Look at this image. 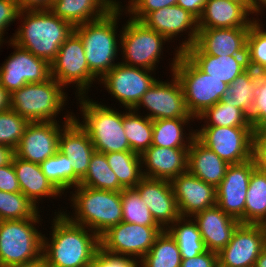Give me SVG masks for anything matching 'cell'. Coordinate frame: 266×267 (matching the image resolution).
<instances>
[{"instance_id": "6da1fadb", "label": "cell", "mask_w": 266, "mask_h": 267, "mask_svg": "<svg viewBox=\"0 0 266 267\" xmlns=\"http://www.w3.org/2000/svg\"><path fill=\"white\" fill-rule=\"evenodd\" d=\"M54 213L50 241L43 234L42 257L47 267H88L100 248V237L71 222L61 210Z\"/></svg>"}, {"instance_id": "7a4b0ae2", "label": "cell", "mask_w": 266, "mask_h": 267, "mask_svg": "<svg viewBox=\"0 0 266 267\" xmlns=\"http://www.w3.org/2000/svg\"><path fill=\"white\" fill-rule=\"evenodd\" d=\"M20 19L23 23L10 40L49 64L55 60L60 46L74 31L69 22L57 17L49 9L20 11Z\"/></svg>"}, {"instance_id": "3957f363", "label": "cell", "mask_w": 266, "mask_h": 267, "mask_svg": "<svg viewBox=\"0 0 266 267\" xmlns=\"http://www.w3.org/2000/svg\"><path fill=\"white\" fill-rule=\"evenodd\" d=\"M121 7L116 5L102 18L74 27V32L82 40L89 70L97 80L117 64L114 63L120 46L117 37L121 35H117V25L124 12Z\"/></svg>"}, {"instance_id": "277c9868", "label": "cell", "mask_w": 266, "mask_h": 267, "mask_svg": "<svg viewBox=\"0 0 266 267\" xmlns=\"http://www.w3.org/2000/svg\"><path fill=\"white\" fill-rule=\"evenodd\" d=\"M74 188L70 206L73 207L75 215L61 212L71 222L87 227L99 237L110 227L122 222L121 192L80 185Z\"/></svg>"}, {"instance_id": "5b68a950", "label": "cell", "mask_w": 266, "mask_h": 267, "mask_svg": "<svg viewBox=\"0 0 266 267\" xmlns=\"http://www.w3.org/2000/svg\"><path fill=\"white\" fill-rule=\"evenodd\" d=\"M78 97L83 121L80 122L75 115L74 119L89 134L95 151L103 154L131 151L123 127V113L86 95Z\"/></svg>"}, {"instance_id": "8992f818", "label": "cell", "mask_w": 266, "mask_h": 267, "mask_svg": "<svg viewBox=\"0 0 266 267\" xmlns=\"http://www.w3.org/2000/svg\"><path fill=\"white\" fill-rule=\"evenodd\" d=\"M175 51L170 69L182 86L188 113L196 119L221 100L228 84L205 74L183 52Z\"/></svg>"}, {"instance_id": "52a82bcc", "label": "cell", "mask_w": 266, "mask_h": 267, "mask_svg": "<svg viewBox=\"0 0 266 267\" xmlns=\"http://www.w3.org/2000/svg\"><path fill=\"white\" fill-rule=\"evenodd\" d=\"M33 218L0 221V267L28 264L42 258L43 234ZM37 223V224H36Z\"/></svg>"}, {"instance_id": "ba28073f", "label": "cell", "mask_w": 266, "mask_h": 267, "mask_svg": "<svg viewBox=\"0 0 266 267\" xmlns=\"http://www.w3.org/2000/svg\"><path fill=\"white\" fill-rule=\"evenodd\" d=\"M63 88L52 76L44 82L27 83L10 94V109L28 122L57 121L68 96Z\"/></svg>"}, {"instance_id": "9c48e42d", "label": "cell", "mask_w": 266, "mask_h": 267, "mask_svg": "<svg viewBox=\"0 0 266 267\" xmlns=\"http://www.w3.org/2000/svg\"><path fill=\"white\" fill-rule=\"evenodd\" d=\"M120 30L121 63L155 71L161 59L163 45L168 39L149 29L141 21L129 18ZM123 50V51H122Z\"/></svg>"}, {"instance_id": "30bf717a", "label": "cell", "mask_w": 266, "mask_h": 267, "mask_svg": "<svg viewBox=\"0 0 266 267\" xmlns=\"http://www.w3.org/2000/svg\"><path fill=\"white\" fill-rule=\"evenodd\" d=\"M50 66L51 76L64 89L69 84H76L75 97L87 95L91 84L97 80L89 70L82 40L74 31L60 46Z\"/></svg>"}, {"instance_id": "8fae6325", "label": "cell", "mask_w": 266, "mask_h": 267, "mask_svg": "<svg viewBox=\"0 0 266 267\" xmlns=\"http://www.w3.org/2000/svg\"><path fill=\"white\" fill-rule=\"evenodd\" d=\"M202 127L196 129L195 137L229 165L253 158L252 127Z\"/></svg>"}, {"instance_id": "7c38bea8", "label": "cell", "mask_w": 266, "mask_h": 267, "mask_svg": "<svg viewBox=\"0 0 266 267\" xmlns=\"http://www.w3.org/2000/svg\"><path fill=\"white\" fill-rule=\"evenodd\" d=\"M162 230L160 226H144L122 221L100 236V248L111 254L133 256L141 260Z\"/></svg>"}, {"instance_id": "4fadbf2b", "label": "cell", "mask_w": 266, "mask_h": 267, "mask_svg": "<svg viewBox=\"0 0 266 267\" xmlns=\"http://www.w3.org/2000/svg\"><path fill=\"white\" fill-rule=\"evenodd\" d=\"M72 114L65 115L62 125L59 124V120L29 122L14 150L15 156L36 164H41L47 158L54 156L59 149L61 131L74 119Z\"/></svg>"}, {"instance_id": "5bb4252c", "label": "cell", "mask_w": 266, "mask_h": 267, "mask_svg": "<svg viewBox=\"0 0 266 267\" xmlns=\"http://www.w3.org/2000/svg\"><path fill=\"white\" fill-rule=\"evenodd\" d=\"M117 63L99 82L125 109H133L157 79L153 70Z\"/></svg>"}, {"instance_id": "9a60e30c", "label": "cell", "mask_w": 266, "mask_h": 267, "mask_svg": "<svg viewBox=\"0 0 266 267\" xmlns=\"http://www.w3.org/2000/svg\"><path fill=\"white\" fill-rule=\"evenodd\" d=\"M8 43L15 51L0 66V84L10 94L27 83H40L51 77V66L46 60L34 56L10 39Z\"/></svg>"}, {"instance_id": "2e32d148", "label": "cell", "mask_w": 266, "mask_h": 267, "mask_svg": "<svg viewBox=\"0 0 266 267\" xmlns=\"http://www.w3.org/2000/svg\"><path fill=\"white\" fill-rule=\"evenodd\" d=\"M141 106L149 111L145 116L151 120L194 118L187 111L182 86L173 72L170 82L156 80L133 110L139 111Z\"/></svg>"}, {"instance_id": "e0dca14e", "label": "cell", "mask_w": 266, "mask_h": 267, "mask_svg": "<svg viewBox=\"0 0 266 267\" xmlns=\"http://www.w3.org/2000/svg\"><path fill=\"white\" fill-rule=\"evenodd\" d=\"M257 167L254 158L231 164L216 187V205L226 214L245 224V202L252 171Z\"/></svg>"}, {"instance_id": "ac0fdd59", "label": "cell", "mask_w": 266, "mask_h": 267, "mask_svg": "<svg viewBox=\"0 0 266 267\" xmlns=\"http://www.w3.org/2000/svg\"><path fill=\"white\" fill-rule=\"evenodd\" d=\"M265 247L266 232L261 224H240L230 242L217 253V265L254 267Z\"/></svg>"}, {"instance_id": "d6986e66", "label": "cell", "mask_w": 266, "mask_h": 267, "mask_svg": "<svg viewBox=\"0 0 266 267\" xmlns=\"http://www.w3.org/2000/svg\"><path fill=\"white\" fill-rule=\"evenodd\" d=\"M141 22L149 29L165 36L169 41L176 38L180 33L186 32L188 38L182 41L177 50L185 51L195 44L198 35V19L179 5L160 8L148 13Z\"/></svg>"}, {"instance_id": "ffe728a7", "label": "cell", "mask_w": 266, "mask_h": 267, "mask_svg": "<svg viewBox=\"0 0 266 267\" xmlns=\"http://www.w3.org/2000/svg\"><path fill=\"white\" fill-rule=\"evenodd\" d=\"M135 189L145 205L148 206L153 219L163 230L180 217L169 180L143 177Z\"/></svg>"}, {"instance_id": "44dd1931", "label": "cell", "mask_w": 266, "mask_h": 267, "mask_svg": "<svg viewBox=\"0 0 266 267\" xmlns=\"http://www.w3.org/2000/svg\"><path fill=\"white\" fill-rule=\"evenodd\" d=\"M170 182L180 216L192 217L194 214L216 205V187L188 171L173 178Z\"/></svg>"}, {"instance_id": "7402d4cb", "label": "cell", "mask_w": 266, "mask_h": 267, "mask_svg": "<svg viewBox=\"0 0 266 267\" xmlns=\"http://www.w3.org/2000/svg\"><path fill=\"white\" fill-rule=\"evenodd\" d=\"M58 150L69 158L74 171V187H76L87 173L95 148L89 134L75 119L61 131Z\"/></svg>"}, {"instance_id": "603a6c76", "label": "cell", "mask_w": 266, "mask_h": 267, "mask_svg": "<svg viewBox=\"0 0 266 267\" xmlns=\"http://www.w3.org/2000/svg\"><path fill=\"white\" fill-rule=\"evenodd\" d=\"M189 148H163L151 145L141 156L143 177L171 181L187 172ZM144 165V166H143Z\"/></svg>"}, {"instance_id": "cb8c5ba5", "label": "cell", "mask_w": 266, "mask_h": 267, "mask_svg": "<svg viewBox=\"0 0 266 267\" xmlns=\"http://www.w3.org/2000/svg\"><path fill=\"white\" fill-rule=\"evenodd\" d=\"M192 217L206 249L216 253L230 242L235 230L241 224L236 218L224 213L217 205L200 211Z\"/></svg>"}, {"instance_id": "d4e9b609", "label": "cell", "mask_w": 266, "mask_h": 267, "mask_svg": "<svg viewBox=\"0 0 266 267\" xmlns=\"http://www.w3.org/2000/svg\"><path fill=\"white\" fill-rule=\"evenodd\" d=\"M195 45L212 56L247 55V36L250 27L198 28Z\"/></svg>"}, {"instance_id": "484cf974", "label": "cell", "mask_w": 266, "mask_h": 267, "mask_svg": "<svg viewBox=\"0 0 266 267\" xmlns=\"http://www.w3.org/2000/svg\"><path fill=\"white\" fill-rule=\"evenodd\" d=\"M183 53L205 74L230 85L248 69L247 55L212 56L203 53L195 44Z\"/></svg>"}, {"instance_id": "4316f807", "label": "cell", "mask_w": 266, "mask_h": 267, "mask_svg": "<svg viewBox=\"0 0 266 267\" xmlns=\"http://www.w3.org/2000/svg\"><path fill=\"white\" fill-rule=\"evenodd\" d=\"M251 13L241 4L231 0H208L198 28L250 27L256 18L249 19Z\"/></svg>"}, {"instance_id": "83f0119b", "label": "cell", "mask_w": 266, "mask_h": 267, "mask_svg": "<svg viewBox=\"0 0 266 267\" xmlns=\"http://www.w3.org/2000/svg\"><path fill=\"white\" fill-rule=\"evenodd\" d=\"M116 5V0H54L49 10L73 27L105 16Z\"/></svg>"}, {"instance_id": "f1b7e54d", "label": "cell", "mask_w": 266, "mask_h": 267, "mask_svg": "<svg viewBox=\"0 0 266 267\" xmlns=\"http://www.w3.org/2000/svg\"><path fill=\"white\" fill-rule=\"evenodd\" d=\"M13 167L19 181L21 193L24 194L36 207L43 197L56 198L62 193L46 178L40 164L25 161L13 156Z\"/></svg>"}, {"instance_id": "f546056e", "label": "cell", "mask_w": 266, "mask_h": 267, "mask_svg": "<svg viewBox=\"0 0 266 267\" xmlns=\"http://www.w3.org/2000/svg\"><path fill=\"white\" fill-rule=\"evenodd\" d=\"M229 164L196 137L188 150L187 171L202 181L217 187L223 180Z\"/></svg>"}, {"instance_id": "4dcf8cb0", "label": "cell", "mask_w": 266, "mask_h": 267, "mask_svg": "<svg viewBox=\"0 0 266 267\" xmlns=\"http://www.w3.org/2000/svg\"><path fill=\"white\" fill-rule=\"evenodd\" d=\"M195 118H175L153 120L152 145L163 148H189L195 138V130L189 134L183 128ZM185 135V136H184ZM186 135H189L188 137ZM186 137V139H185ZM185 139V140H184Z\"/></svg>"}, {"instance_id": "1f68e13d", "label": "cell", "mask_w": 266, "mask_h": 267, "mask_svg": "<svg viewBox=\"0 0 266 267\" xmlns=\"http://www.w3.org/2000/svg\"><path fill=\"white\" fill-rule=\"evenodd\" d=\"M258 85V72L248 68L228 85L221 102L242 109L248 116L253 108Z\"/></svg>"}, {"instance_id": "d6a6232c", "label": "cell", "mask_w": 266, "mask_h": 267, "mask_svg": "<svg viewBox=\"0 0 266 267\" xmlns=\"http://www.w3.org/2000/svg\"><path fill=\"white\" fill-rule=\"evenodd\" d=\"M166 230L177 242L181 259L192 258L207 250L193 217L180 216Z\"/></svg>"}, {"instance_id": "836d02e7", "label": "cell", "mask_w": 266, "mask_h": 267, "mask_svg": "<svg viewBox=\"0 0 266 267\" xmlns=\"http://www.w3.org/2000/svg\"><path fill=\"white\" fill-rule=\"evenodd\" d=\"M266 219V172L256 167L251 174L245 202V224H262Z\"/></svg>"}, {"instance_id": "e575fe53", "label": "cell", "mask_w": 266, "mask_h": 267, "mask_svg": "<svg viewBox=\"0 0 266 267\" xmlns=\"http://www.w3.org/2000/svg\"><path fill=\"white\" fill-rule=\"evenodd\" d=\"M181 260L177 242L164 229L157 236L149 252L140 260V267H180Z\"/></svg>"}, {"instance_id": "d590c367", "label": "cell", "mask_w": 266, "mask_h": 267, "mask_svg": "<svg viewBox=\"0 0 266 267\" xmlns=\"http://www.w3.org/2000/svg\"><path fill=\"white\" fill-rule=\"evenodd\" d=\"M123 112V127L131 151L141 155L152 145L153 120L133 109ZM127 110L129 112H127Z\"/></svg>"}, {"instance_id": "8d00e7d4", "label": "cell", "mask_w": 266, "mask_h": 267, "mask_svg": "<svg viewBox=\"0 0 266 267\" xmlns=\"http://www.w3.org/2000/svg\"><path fill=\"white\" fill-rule=\"evenodd\" d=\"M111 170L124 189L135 188L143 178L141 156L133 151L105 154Z\"/></svg>"}, {"instance_id": "74e56055", "label": "cell", "mask_w": 266, "mask_h": 267, "mask_svg": "<svg viewBox=\"0 0 266 267\" xmlns=\"http://www.w3.org/2000/svg\"><path fill=\"white\" fill-rule=\"evenodd\" d=\"M79 185L117 192L124 189L120 185L116 174L111 170L105 154L96 151L91 156L87 173Z\"/></svg>"}, {"instance_id": "f35d334b", "label": "cell", "mask_w": 266, "mask_h": 267, "mask_svg": "<svg viewBox=\"0 0 266 267\" xmlns=\"http://www.w3.org/2000/svg\"><path fill=\"white\" fill-rule=\"evenodd\" d=\"M196 119L204 120L205 125L202 126L252 127L249 116L242 109L221 101L207 108Z\"/></svg>"}, {"instance_id": "ab89813d", "label": "cell", "mask_w": 266, "mask_h": 267, "mask_svg": "<svg viewBox=\"0 0 266 267\" xmlns=\"http://www.w3.org/2000/svg\"><path fill=\"white\" fill-rule=\"evenodd\" d=\"M46 178L64 195L65 190L74 188V171L69 163V158L57 153L47 158L40 164Z\"/></svg>"}, {"instance_id": "60d3db41", "label": "cell", "mask_w": 266, "mask_h": 267, "mask_svg": "<svg viewBox=\"0 0 266 267\" xmlns=\"http://www.w3.org/2000/svg\"><path fill=\"white\" fill-rule=\"evenodd\" d=\"M21 192L0 191V221L35 217L40 211Z\"/></svg>"}, {"instance_id": "b9f144b4", "label": "cell", "mask_w": 266, "mask_h": 267, "mask_svg": "<svg viewBox=\"0 0 266 267\" xmlns=\"http://www.w3.org/2000/svg\"><path fill=\"white\" fill-rule=\"evenodd\" d=\"M121 202L122 221L144 226H159L135 188L123 189Z\"/></svg>"}, {"instance_id": "7bdbcfd3", "label": "cell", "mask_w": 266, "mask_h": 267, "mask_svg": "<svg viewBox=\"0 0 266 267\" xmlns=\"http://www.w3.org/2000/svg\"><path fill=\"white\" fill-rule=\"evenodd\" d=\"M259 21L256 19L251 24L247 36V64L258 73H266V30Z\"/></svg>"}, {"instance_id": "ee69618b", "label": "cell", "mask_w": 266, "mask_h": 267, "mask_svg": "<svg viewBox=\"0 0 266 267\" xmlns=\"http://www.w3.org/2000/svg\"><path fill=\"white\" fill-rule=\"evenodd\" d=\"M28 123L12 109L0 112V144L15 150Z\"/></svg>"}, {"instance_id": "f6af8a7d", "label": "cell", "mask_w": 266, "mask_h": 267, "mask_svg": "<svg viewBox=\"0 0 266 267\" xmlns=\"http://www.w3.org/2000/svg\"><path fill=\"white\" fill-rule=\"evenodd\" d=\"M249 120L253 129L266 127V73H258V85Z\"/></svg>"}, {"instance_id": "bcb514c9", "label": "cell", "mask_w": 266, "mask_h": 267, "mask_svg": "<svg viewBox=\"0 0 266 267\" xmlns=\"http://www.w3.org/2000/svg\"><path fill=\"white\" fill-rule=\"evenodd\" d=\"M173 5H177V0H129L124 13L133 20L141 21L148 13Z\"/></svg>"}, {"instance_id": "7dc6e473", "label": "cell", "mask_w": 266, "mask_h": 267, "mask_svg": "<svg viewBox=\"0 0 266 267\" xmlns=\"http://www.w3.org/2000/svg\"><path fill=\"white\" fill-rule=\"evenodd\" d=\"M90 267H140V260L131 256L108 253L101 248L95 254Z\"/></svg>"}, {"instance_id": "c3c4849f", "label": "cell", "mask_w": 266, "mask_h": 267, "mask_svg": "<svg viewBox=\"0 0 266 267\" xmlns=\"http://www.w3.org/2000/svg\"><path fill=\"white\" fill-rule=\"evenodd\" d=\"M19 12L16 0H0V40L2 42H4L3 34L10 24L18 19Z\"/></svg>"}, {"instance_id": "681fc988", "label": "cell", "mask_w": 266, "mask_h": 267, "mask_svg": "<svg viewBox=\"0 0 266 267\" xmlns=\"http://www.w3.org/2000/svg\"><path fill=\"white\" fill-rule=\"evenodd\" d=\"M253 158L257 167L266 172V127L253 129Z\"/></svg>"}, {"instance_id": "f907efd6", "label": "cell", "mask_w": 266, "mask_h": 267, "mask_svg": "<svg viewBox=\"0 0 266 267\" xmlns=\"http://www.w3.org/2000/svg\"><path fill=\"white\" fill-rule=\"evenodd\" d=\"M0 191L21 192L12 162L5 166H0Z\"/></svg>"}, {"instance_id": "816d5d0a", "label": "cell", "mask_w": 266, "mask_h": 267, "mask_svg": "<svg viewBox=\"0 0 266 267\" xmlns=\"http://www.w3.org/2000/svg\"><path fill=\"white\" fill-rule=\"evenodd\" d=\"M218 254L206 250L192 258L182 259L180 267H217Z\"/></svg>"}, {"instance_id": "f5cc1de1", "label": "cell", "mask_w": 266, "mask_h": 267, "mask_svg": "<svg viewBox=\"0 0 266 267\" xmlns=\"http://www.w3.org/2000/svg\"><path fill=\"white\" fill-rule=\"evenodd\" d=\"M207 1L208 0H177V5L190 12L198 19Z\"/></svg>"}, {"instance_id": "db71d44e", "label": "cell", "mask_w": 266, "mask_h": 267, "mask_svg": "<svg viewBox=\"0 0 266 267\" xmlns=\"http://www.w3.org/2000/svg\"><path fill=\"white\" fill-rule=\"evenodd\" d=\"M20 11L49 9L51 0H16Z\"/></svg>"}, {"instance_id": "11a10c76", "label": "cell", "mask_w": 266, "mask_h": 267, "mask_svg": "<svg viewBox=\"0 0 266 267\" xmlns=\"http://www.w3.org/2000/svg\"><path fill=\"white\" fill-rule=\"evenodd\" d=\"M14 155V149L0 144V166L11 163Z\"/></svg>"}, {"instance_id": "9f6ffc18", "label": "cell", "mask_w": 266, "mask_h": 267, "mask_svg": "<svg viewBox=\"0 0 266 267\" xmlns=\"http://www.w3.org/2000/svg\"><path fill=\"white\" fill-rule=\"evenodd\" d=\"M10 109V93L0 84V112Z\"/></svg>"}, {"instance_id": "6f0895ef", "label": "cell", "mask_w": 266, "mask_h": 267, "mask_svg": "<svg viewBox=\"0 0 266 267\" xmlns=\"http://www.w3.org/2000/svg\"><path fill=\"white\" fill-rule=\"evenodd\" d=\"M231 1H235L241 5H243L251 14L257 15L260 13L262 14V12H259L252 4L249 0H231Z\"/></svg>"}, {"instance_id": "680465c9", "label": "cell", "mask_w": 266, "mask_h": 267, "mask_svg": "<svg viewBox=\"0 0 266 267\" xmlns=\"http://www.w3.org/2000/svg\"><path fill=\"white\" fill-rule=\"evenodd\" d=\"M254 267H266V247L259 254L255 261Z\"/></svg>"}, {"instance_id": "91938a15", "label": "cell", "mask_w": 266, "mask_h": 267, "mask_svg": "<svg viewBox=\"0 0 266 267\" xmlns=\"http://www.w3.org/2000/svg\"><path fill=\"white\" fill-rule=\"evenodd\" d=\"M11 267H47L45 260L43 257L39 260H36L35 262H31L28 264H22V265H15Z\"/></svg>"}, {"instance_id": "94428289", "label": "cell", "mask_w": 266, "mask_h": 267, "mask_svg": "<svg viewBox=\"0 0 266 267\" xmlns=\"http://www.w3.org/2000/svg\"><path fill=\"white\" fill-rule=\"evenodd\" d=\"M251 4L260 12L266 8V0H249Z\"/></svg>"}, {"instance_id": "6125c7cd", "label": "cell", "mask_w": 266, "mask_h": 267, "mask_svg": "<svg viewBox=\"0 0 266 267\" xmlns=\"http://www.w3.org/2000/svg\"><path fill=\"white\" fill-rule=\"evenodd\" d=\"M261 226L263 227V229H264L265 232H266V219H265V221L261 224Z\"/></svg>"}, {"instance_id": "be15d7a7", "label": "cell", "mask_w": 266, "mask_h": 267, "mask_svg": "<svg viewBox=\"0 0 266 267\" xmlns=\"http://www.w3.org/2000/svg\"><path fill=\"white\" fill-rule=\"evenodd\" d=\"M217 267H230V266H227V265H217Z\"/></svg>"}]
</instances>
